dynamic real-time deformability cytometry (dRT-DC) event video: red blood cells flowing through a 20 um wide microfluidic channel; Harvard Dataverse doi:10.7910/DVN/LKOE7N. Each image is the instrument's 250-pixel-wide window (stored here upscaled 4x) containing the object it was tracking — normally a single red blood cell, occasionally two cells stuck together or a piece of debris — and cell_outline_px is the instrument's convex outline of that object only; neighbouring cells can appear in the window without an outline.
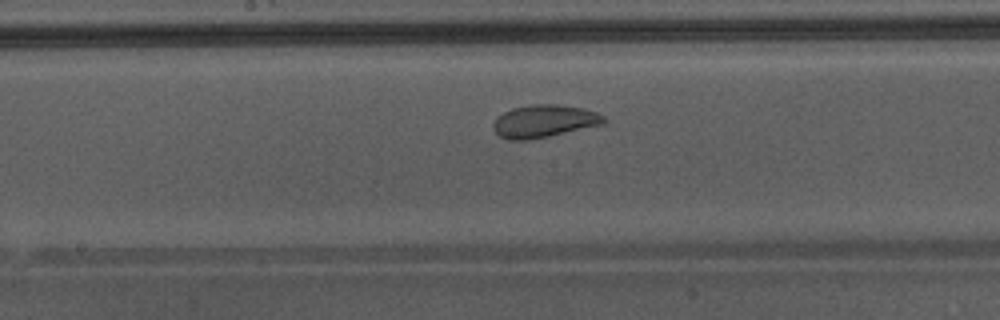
{"species": "Egyptian fruit bat (a non-hibernating species)", "species_latin": "Rousettus aegyptiacus", "temperature_condition": "warm", "stored_images_in_passage": 33, "camera_frame_rate_fps": 3000, "um_per_image_px": 0.085, "animal": {"sex": "male"}, "frame": {"image": 1, "passage_image": 15, "time_ms": 4.667, "image_size_px": [1000, 320], "cell_outline_px": [[608, 120], [604, 124], [548, 136], [528, 140], [508, 140], [500, 136], [492, 128], [492, 124], [496, 116], [512, 108], [532, 104], [556, 104], [584, 108], [596, 112], [604, 116]], "centroid_in_image_um": [46.24, 10.29], "position_along_channel_um": 202.0, "area_um2": 21.15}}
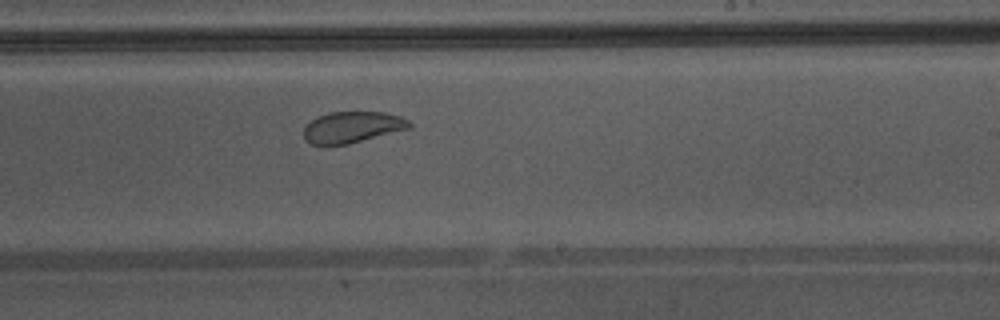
{"frame": {"image": 2, "passage_image": 19, "time_ms": 6.0, "image_size_px": [1000, 320], "cell_outline_px": [[412, 128], [348, 144], [312, 144], [304, 140], [304, 128], [312, 120], [328, 112], [384, 112], [400, 116], [408, 120], [412, 124]], "centroid_in_image_um": [29.98, 10.8], "position_along_channel_um": 259.0, "area_um2": 19.13}}